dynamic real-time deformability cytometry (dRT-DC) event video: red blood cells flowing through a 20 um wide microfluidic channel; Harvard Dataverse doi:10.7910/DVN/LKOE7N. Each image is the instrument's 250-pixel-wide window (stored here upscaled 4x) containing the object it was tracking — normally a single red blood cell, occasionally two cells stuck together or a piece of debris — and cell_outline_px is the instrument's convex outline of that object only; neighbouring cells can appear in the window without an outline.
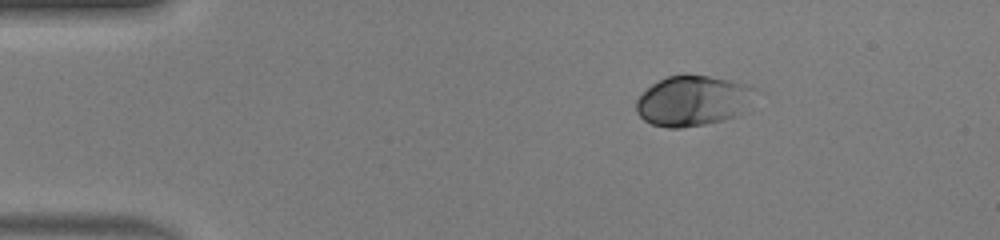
{"species": "human", "species_latin": "Homo sapiens", "temperature_condition": "warm", "stored_images_in_passage": 42, "camera_frame_rate_fps": 3000, "um_per_image_px": 0.085, "donor": {"sex": "male"}, "frame": {"image": 1, "passage_image": 1, "time_ms": 0.0, "image_size_px": [1000, 240], "cell_outline_px": [[752, 88], [740, 116], [704, 124], [680, 128], [668, 128], [652, 124], [644, 120], [636, 112], [636, 100], [652, 84], [668, 76], [708, 76], [748, 84]], "centroid_in_image_um": [58.8, 8.59], "position_along_channel_um": 26.2, "area_um2": 33.87}}
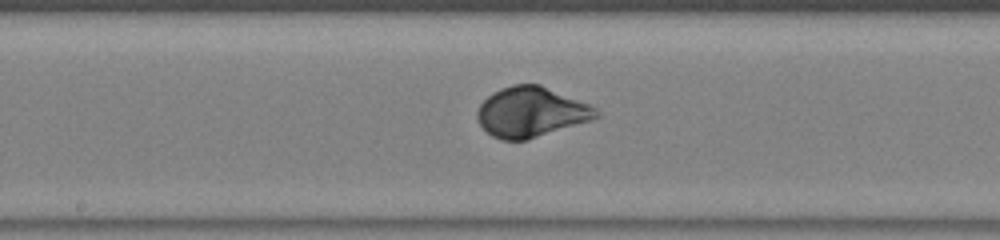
{"frame": {"image": 2, "passage_image": 19, "time_ms": 6.0, "image_size_px": [1000, 240], "cell_outline_px": [[604, 116], [592, 120], [528, 140], [500, 140], [492, 136], [480, 124], [476, 116], [476, 112], [480, 104], [492, 92], [500, 88], [512, 84], [540, 84], [588, 104], [596, 108]], "centroid_in_image_um": [45.15, 9.53], "position_along_channel_um": 203.0, "area_um2": 34.91}}
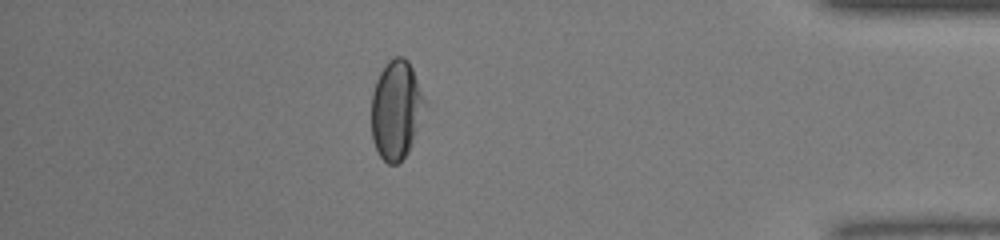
{"frame": {"image": 3, "passage_image": 36, "time_ms": 11.667, "image_size_px": [1000, 240], "cell_outline_px": [[428, 108], [412, 144], [408, 152], [396, 164], [388, 164], [380, 156], [372, 140], [372, 92], [376, 80], [380, 72], [388, 60], [392, 56], [404, 56], [408, 60], [412, 68], [428, 104]], "centroid_in_image_um": [33.71, 9.31], "position_along_channel_um": 401.5, "area_um2": 31.33}, "authors_computed_cell_mechanics": {"area_um2": 33.8997, "velocity_mm_per_s": 4.19, "shape_relaxation_time_tau1_ms": 2.2978, "shape_relaxation_time_tau2_ms": null, "deformation_change_tau1": 0.155, "deformation_change_tau2": null}}